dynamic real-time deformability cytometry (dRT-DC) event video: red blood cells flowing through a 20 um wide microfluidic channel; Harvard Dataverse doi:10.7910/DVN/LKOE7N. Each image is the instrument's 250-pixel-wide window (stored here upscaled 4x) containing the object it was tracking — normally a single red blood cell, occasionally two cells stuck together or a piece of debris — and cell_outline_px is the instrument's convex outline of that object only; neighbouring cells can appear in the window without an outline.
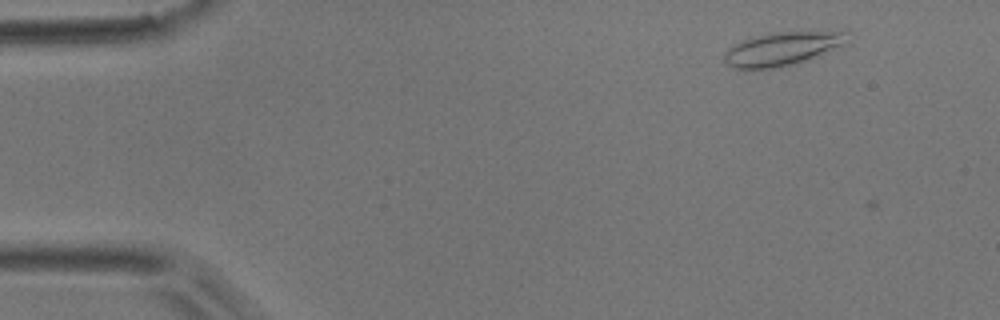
{"species": "common noctule bat (a hibernating species)", "species_latin": "Nyctalus noctula", "temperature_condition": "room temperature", "stored_images_in_passage": 5, "camera_frame_rate_fps": 3000, "um_per_image_px": 0.085, "animal": {"sex": "male", "body_mass_g": 17.9}, "frame": {"image": 1, "passage_image": 3, "time_ms": 0.667, "image_size_px": [1000, 320], "cell_outline_px": [[844, 44], [796, 64], [776, 68], [744, 72], [732, 68], [724, 64], [724, 52], [728, 48], [740, 40], [768, 32], [844, 32]], "centroid_in_image_um": [66.26, 4.21], "position_along_channel_um": 18.7, "area_um2": 24.22}}